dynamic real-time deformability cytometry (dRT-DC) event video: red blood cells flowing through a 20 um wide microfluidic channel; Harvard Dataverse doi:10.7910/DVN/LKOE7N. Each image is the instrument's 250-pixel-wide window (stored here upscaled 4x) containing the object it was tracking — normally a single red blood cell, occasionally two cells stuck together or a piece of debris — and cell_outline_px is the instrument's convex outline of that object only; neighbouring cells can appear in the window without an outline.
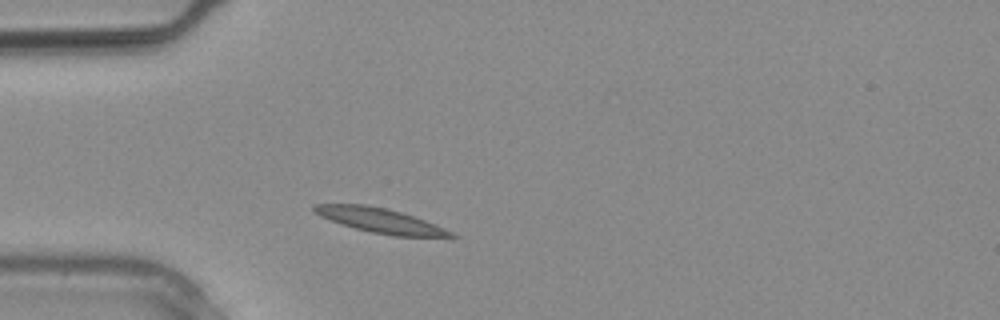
{"species": "common noctule bat (a hibernating species)", "species_latin": "Nyctalus noctula", "temperature_condition": "warm", "stored_images_in_passage": 1, "camera_frame_rate_fps": 3000, "um_per_image_px": 0.085, "animal": {"sex": "male", "body_mass_g": 20.4}, "frame": {"image": 1, "passage_image": 1, "time_ms": 0.0, "image_size_px": [1000, 320], "cell_outline_px": [[460, 236], [392, 236], [372, 232], [356, 228], [320, 216], [312, 212], [312, 208], [316, 204], [364, 204], [384, 208], [400, 212], [424, 220], [444, 228]], "centroid_in_image_um": [32.28, 18.73], "position_along_channel_um": 52.7, "area_um2": 19.07}}